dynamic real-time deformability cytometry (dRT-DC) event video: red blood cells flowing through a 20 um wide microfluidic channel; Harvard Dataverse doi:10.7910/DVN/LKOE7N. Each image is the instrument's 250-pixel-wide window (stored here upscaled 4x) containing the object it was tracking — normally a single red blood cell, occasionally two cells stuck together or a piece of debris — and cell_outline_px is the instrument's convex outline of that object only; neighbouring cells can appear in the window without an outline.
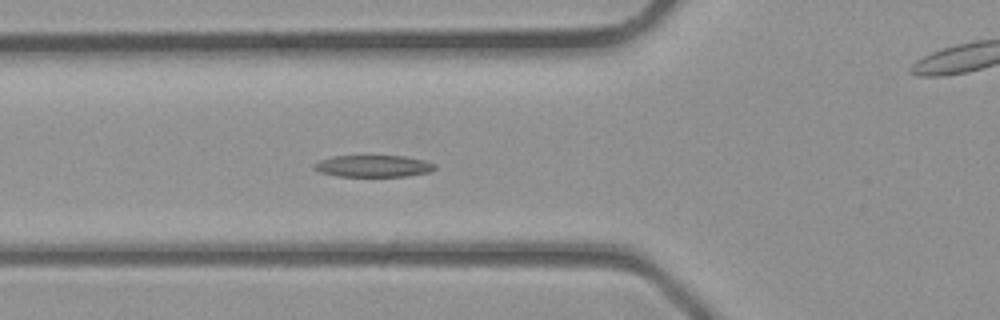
{"species": "common noctule bat (a hibernating species)", "species_latin": "Nyctalus noctula", "temperature_condition": "room temperature", "stored_images_in_passage": 28, "camera_frame_rate_fps": 3000, "um_per_image_px": 0.085, "animal": {"sex": "male", "body_mass_g": 23.1, "forearm_length_mm": 52.7}, "frame": {"image": 1, "passage_image": 7, "time_ms": 2.0, "image_size_px": [1000, 320], "cell_outline_px": [[436, 168], [432, 172], [404, 176], [340, 176], [320, 172], [312, 168], [320, 160], [332, 156], [404, 156], [424, 160], [436, 164]], "centroid_in_image_um": [31.78, 14.11], "position_along_channel_um": 94.0, "area_um2": 15.26}}
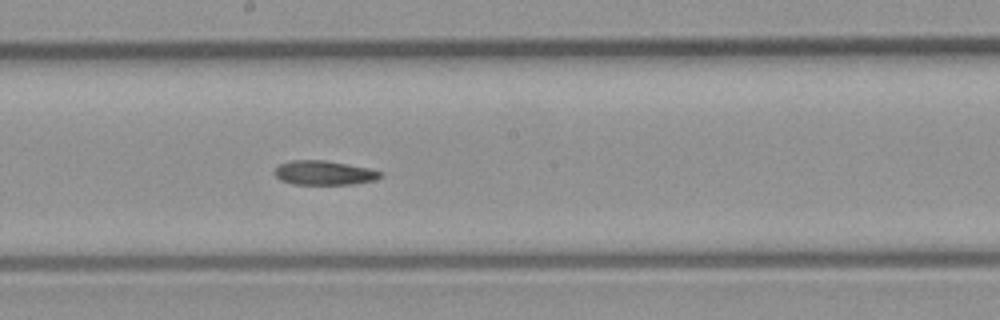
{"frame": {"image": 2, "passage_image": 14, "time_ms": 4.333, "image_size_px": [1000, 320], "cell_outline_px": [[384, 176], [376, 180], [352, 184], [296, 184], [280, 180], [272, 172], [280, 164], [288, 160], [324, 160], [348, 164], [368, 168], [384, 172]], "centroid_in_image_um": [27.57, 14.68], "position_along_channel_um": 220.6, "area_um2": 15.09}}
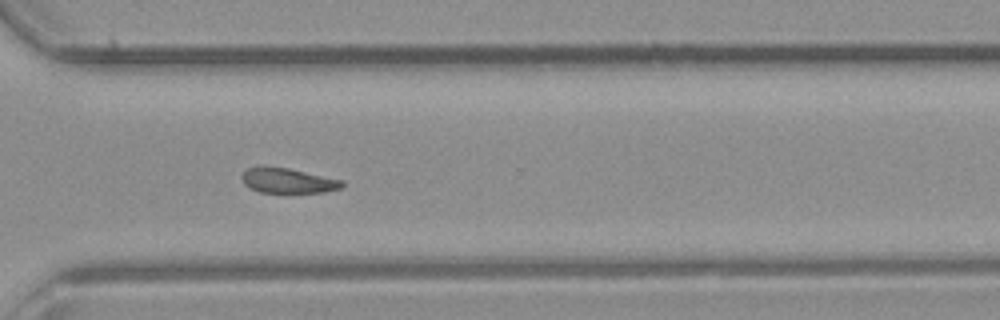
{"frame": {"image": 3, "passage_image": 21, "time_ms": 6.667, "image_size_px": [1000, 320], "cell_outline_px": [[344, 188], [324, 192], [260, 192], [248, 188], [244, 184], [240, 176], [248, 168], [260, 164], [264, 164], [288, 168], [344, 180]], "centroid_in_image_um": [24.44, 15.33], "position_along_channel_um": 346.2, "area_um2": 15.03}}